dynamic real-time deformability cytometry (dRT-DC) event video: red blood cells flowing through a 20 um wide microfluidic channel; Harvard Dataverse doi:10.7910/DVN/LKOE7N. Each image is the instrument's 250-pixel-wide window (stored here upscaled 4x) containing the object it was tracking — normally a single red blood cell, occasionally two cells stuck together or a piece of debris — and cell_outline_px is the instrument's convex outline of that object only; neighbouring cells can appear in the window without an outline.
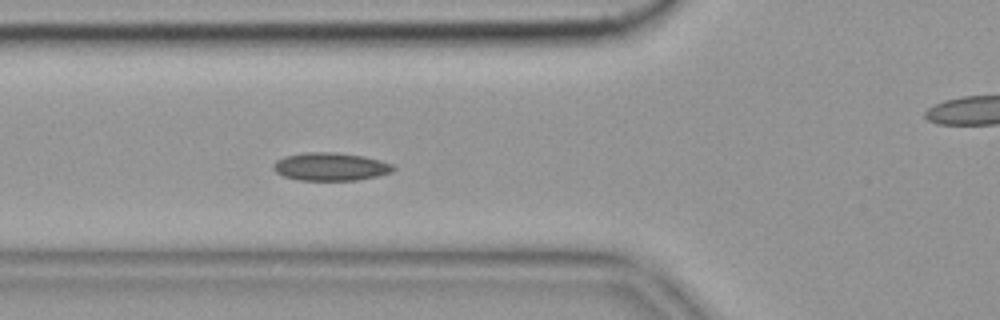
{"species": "common noctule bat (a hibernating species)", "species_latin": "Nyctalus noctula", "temperature_condition": "cold", "stored_images_in_passage": 17, "camera_frame_rate_fps": 3000, "um_per_image_px": 0.085, "animal": {"sex": "female", "body_mass_g": 19.9}, "frame": {"image": 1, "passage_image": 10, "time_ms": 3.0, "image_size_px": [1000, 320], "cell_outline_px": [[396, 168], [392, 172], [376, 176], [356, 180], [300, 180], [284, 176], [276, 172], [272, 168], [272, 164], [276, 160], [284, 156], [304, 152], [336, 152], [364, 156], [380, 160], [392, 164]], "centroid_in_image_um": [28.08, 14.15], "position_along_channel_um": 97.7, "area_um2": 19.65}}